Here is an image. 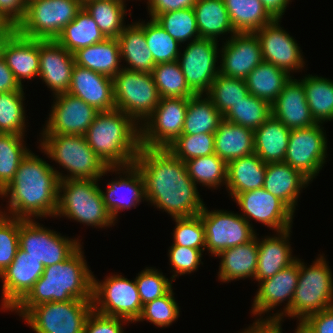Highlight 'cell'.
I'll use <instances>...</instances> for the list:
<instances>
[{
	"label": "cell",
	"instance_id": "obj_1",
	"mask_svg": "<svg viewBox=\"0 0 333 333\" xmlns=\"http://www.w3.org/2000/svg\"><path fill=\"white\" fill-rule=\"evenodd\" d=\"M134 164L144 178L146 201L173 219L202 212L205 204L188 175L185 162L170 150L141 146Z\"/></svg>",
	"mask_w": 333,
	"mask_h": 333
},
{
	"label": "cell",
	"instance_id": "obj_2",
	"mask_svg": "<svg viewBox=\"0 0 333 333\" xmlns=\"http://www.w3.org/2000/svg\"><path fill=\"white\" fill-rule=\"evenodd\" d=\"M58 171L30 150L13 180L0 193V197H10L9 212L1 213L22 219L55 217L58 186L63 181V173Z\"/></svg>",
	"mask_w": 333,
	"mask_h": 333
},
{
	"label": "cell",
	"instance_id": "obj_3",
	"mask_svg": "<svg viewBox=\"0 0 333 333\" xmlns=\"http://www.w3.org/2000/svg\"><path fill=\"white\" fill-rule=\"evenodd\" d=\"M84 258L80 246L65 261L45 267L33 288L11 312L23 317L32 307L45 302L92 301L93 273Z\"/></svg>",
	"mask_w": 333,
	"mask_h": 333
},
{
	"label": "cell",
	"instance_id": "obj_4",
	"mask_svg": "<svg viewBox=\"0 0 333 333\" xmlns=\"http://www.w3.org/2000/svg\"><path fill=\"white\" fill-rule=\"evenodd\" d=\"M84 137L108 167L133 165L141 147L140 125L118 109L99 111Z\"/></svg>",
	"mask_w": 333,
	"mask_h": 333
},
{
	"label": "cell",
	"instance_id": "obj_5",
	"mask_svg": "<svg viewBox=\"0 0 333 333\" xmlns=\"http://www.w3.org/2000/svg\"><path fill=\"white\" fill-rule=\"evenodd\" d=\"M40 147L49 158L67 170L68 179L98 180L118 167H108L90 148L84 135H42Z\"/></svg>",
	"mask_w": 333,
	"mask_h": 333
},
{
	"label": "cell",
	"instance_id": "obj_6",
	"mask_svg": "<svg viewBox=\"0 0 333 333\" xmlns=\"http://www.w3.org/2000/svg\"><path fill=\"white\" fill-rule=\"evenodd\" d=\"M98 181L92 179L60 181L55 216H66L91 227L114 226L116 222L105 207Z\"/></svg>",
	"mask_w": 333,
	"mask_h": 333
},
{
	"label": "cell",
	"instance_id": "obj_7",
	"mask_svg": "<svg viewBox=\"0 0 333 333\" xmlns=\"http://www.w3.org/2000/svg\"><path fill=\"white\" fill-rule=\"evenodd\" d=\"M307 267L299 259V278L290 309L284 314L301 323L313 313L333 307V278L326 259L320 255Z\"/></svg>",
	"mask_w": 333,
	"mask_h": 333
},
{
	"label": "cell",
	"instance_id": "obj_8",
	"mask_svg": "<svg viewBox=\"0 0 333 333\" xmlns=\"http://www.w3.org/2000/svg\"><path fill=\"white\" fill-rule=\"evenodd\" d=\"M82 7V0H29L16 31L32 39L56 40Z\"/></svg>",
	"mask_w": 333,
	"mask_h": 333
},
{
	"label": "cell",
	"instance_id": "obj_9",
	"mask_svg": "<svg viewBox=\"0 0 333 333\" xmlns=\"http://www.w3.org/2000/svg\"><path fill=\"white\" fill-rule=\"evenodd\" d=\"M123 67L113 77L115 106L138 125H142L153 113L161 97L152 73L128 70Z\"/></svg>",
	"mask_w": 333,
	"mask_h": 333
},
{
	"label": "cell",
	"instance_id": "obj_10",
	"mask_svg": "<svg viewBox=\"0 0 333 333\" xmlns=\"http://www.w3.org/2000/svg\"><path fill=\"white\" fill-rule=\"evenodd\" d=\"M92 311V301L45 302L32 307L22 319L36 333H84Z\"/></svg>",
	"mask_w": 333,
	"mask_h": 333
},
{
	"label": "cell",
	"instance_id": "obj_11",
	"mask_svg": "<svg viewBox=\"0 0 333 333\" xmlns=\"http://www.w3.org/2000/svg\"><path fill=\"white\" fill-rule=\"evenodd\" d=\"M104 281V282H103ZM98 282L93 275V310L106 315L136 322L143 304L141 303L136 281H130L119 274L107 276Z\"/></svg>",
	"mask_w": 333,
	"mask_h": 333
},
{
	"label": "cell",
	"instance_id": "obj_12",
	"mask_svg": "<svg viewBox=\"0 0 333 333\" xmlns=\"http://www.w3.org/2000/svg\"><path fill=\"white\" fill-rule=\"evenodd\" d=\"M80 246L82 245L78 238H66L54 230L43 228L34 219L20 218L19 248L44 267L65 261Z\"/></svg>",
	"mask_w": 333,
	"mask_h": 333
},
{
	"label": "cell",
	"instance_id": "obj_13",
	"mask_svg": "<svg viewBox=\"0 0 333 333\" xmlns=\"http://www.w3.org/2000/svg\"><path fill=\"white\" fill-rule=\"evenodd\" d=\"M189 98H161L140 125V146L167 148L182 133Z\"/></svg>",
	"mask_w": 333,
	"mask_h": 333
},
{
	"label": "cell",
	"instance_id": "obj_14",
	"mask_svg": "<svg viewBox=\"0 0 333 333\" xmlns=\"http://www.w3.org/2000/svg\"><path fill=\"white\" fill-rule=\"evenodd\" d=\"M205 227V249L215 257L223 250L251 241L256 232L240 214L214 210L206 206L199 214Z\"/></svg>",
	"mask_w": 333,
	"mask_h": 333
},
{
	"label": "cell",
	"instance_id": "obj_15",
	"mask_svg": "<svg viewBox=\"0 0 333 333\" xmlns=\"http://www.w3.org/2000/svg\"><path fill=\"white\" fill-rule=\"evenodd\" d=\"M322 126L317 123L312 127L291 130L285 154L284 163L300 171L311 182L327 158V138Z\"/></svg>",
	"mask_w": 333,
	"mask_h": 333
},
{
	"label": "cell",
	"instance_id": "obj_16",
	"mask_svg": "<svg viewBox=\"0 0 333 333\" xmlns=\"http://www.w3.org/2000/svg\"><path fill=\"white\" fill-rule=\"evenodd\" d=\"M218 42L209 38L193 40L178 56L186 82L196 95L206 94L219 73V66L216 67Z\"/></svg>",
	"mask_w": 333,
	"mask_h": 333
},
{
	"label": "cell",
	"instance_id": "obj_17",
	"mask_svg": "<svg viewBox=\"0 0 333 333\" xmlns=\"http://www.w3.org/2000/svg\"><path fill=\"white\" fill-rule=\"evenodd\" d=\"M53 97L54 104L41 134L84 135L99 111L68 92Z\"/></svg>",
	"mask_w": 333,
	"mask_h": 333
},
{
	"label": "cell",
	"instance_id": "obj_18",
	"mask_svg": "<svg viewBox=\"0 0 333 333\" xmlns=\"http://www.w3.org/2000/svg\"><path fill=\"white\" fill-rule=\"evenodd\" d=\"M234 200L243 212L240 215L249 224V219H253L275 232L292 227L294 212L282 200L264 188L239 193Z\"/></svg>",
	"mask_w": 333,
	"mask_h": 333
},
{
	"label": "cell",
	"instance_id": "obj_19",
	"mask_svg": "<svg viewBox=\"0 0 333 333\" xmlns=\"http://www.w3.org/2000/svg\"><path fill=\"white\" fill-rule=\"evenodd\" d=\"M299 278V258L277 272L273 277L259 281V288L253 300L251 313L261 316L272 311L278 304L287 300L284 310L272 316H267L266 320H282L284 314L290 309L294 291ZM272 309V310H271Z\"/></svg>",
	"mask_w": 333,
	"mask_h": 333
},
{
	"label": "cell",
	"instance_id": "obj_20",
	"mask_svg": "<svg viewBox=\"0 0 333 333\" xmlns=\"http://www.w3.org/2000/svg\"><path fill=\"white\" fill-rule=\"evenodd\" d=\"M280 19L275 18L255 32L260 41L263 61L290 72L298 71L305 66L300 47L286 30L280 27ZM293 70V71H292Z\"/></svg>",
	"mask_w": 333,
	"mask_h": 333
},
{
	"label": "cell",
	"instance_id": "obj_21",
	"mask_svg": "<svg viewBox=\"0 0 333 333\" xmlns=\"http://www.w3.org/2000/svg\"><path fill=\"white\" fill-rule=\"evenodd\" d=\"M44 268L42 263L18 248L13 261L0 275L2 309L12 310L33 288Z\"/></svg>",
	"mask_w": 333,
	"mask_h": 333
},
{
	"label": "cell",
	"instance_id": "obj_22",
	"mask_svg": "<svg viewBox=\"0 0 333 333\" xmlns=\"http://www.w3.org/2000/svg\"><path fill=\"white\" fill-rule=\"evenodd\" d=\"M220 50L219 73L245 80L262 61L260 41L255 33H235Z\"/></svg>",
	"mask_w": 333,
	"mask_h": 333
},
{
	"label": "cell",
	"instance_id": "obj_23",
	"mask_svg": "<svg viewBox=\"0 0 333 333\" xmlns=\"http://www.w3.org/2000/svg\"><path fill=\"white\" fill-rule=\"evenodd\" d=\"M39 77L53 96L67 93L75 66L74 54L56 40H39Z\"/></svg>",
	"mask_w": 333,
	"mask_h": 333
},
{
	"label": "cell",
	"instance_id": "obj_24",
	"mask_svg": "<svg viewBox=\"0 0 333 333\" xmlns=\"http://www.w3.org/2000/svg\"><path fill=\"white\" fill-rule=\"evenodd\" d=\"M118 171L117 174H126L125 178L120 175L119 179L117 177L107 184L106 192L101 190L105 207L114 221L120 211L136 208L143 199L146 201L145 182L138 167L135 164L122 166Z\"/></svg>",
	"mask_w": 333,
	"mask_h": 333
},
{
	"label": "cell",
	"instance_id": "obj_25",
	"mask_svg": "<svg viewBox=\"0 0 333 333\" xmlns=\"http://www.w3.org/2000/svg\"><path fill=\"white\" fill-rule=\"evenodd\" d=\"M291 78L271 104L272 116L290 130L312 127L317 122L313 118L305 97L301 80Z\"/></svg>",
	"mask_w": 333,
	"mask_h": 333
},
{
	"label": "cell",
	"instance_id": "obj_26",
	"mask_svg": "<svg viewBox=\"0 0 333 333\" xmlns=\"http://www.w3.org/2000/svg\"><path fill=\"white\" fill-rule=\"evenodd\" d=\"M68 93L98 111L116 109L113 78L75 64Z\"/></svg>",
	"mask_w": 333,
	"mask_h": 333
},
{
	"label": "cell",
	"instance_id": "obj_27",
	"mask_svg": "<svg viewBox=\"0 0 333 333\" xmlns=\"http://www.w3.org/2000/svg\"><path fill=\"white\" fill-rule=\"evenodd\" d=\"M3 58L15 79L23 87V79L39 76V40L24 37L15 31L3 47Z\"/></svg>",
	"mask_w": 333,
	"mask_h": 333
},
{
	"label": "cell",
	"instance_id": "obj_28",
	"mask_svg": "<svg viewBox=\"0 0 333 333\" xmlns=\"http://www.w3.org/2000/svg\"><path fill=\"white\" fill-rule=\"evenodd\" d=\"M290 232L291 228L277 232L274 237L257 238L258 263L254 280L259 282L273 277L296 260L288 240Z\"/></svg>",
	"mask_w": 333,
	"mask_h": 333
},
{
	"label": "cell",
	"instance_id": "obj_29",
	"mask_svg": "<svg viewBox=\"0 0 333 333\" xmlns=\"http://www.w3.org/2000/svg\"><path fill=\"white\" fill-rule=\"evenodd\" d=\"M310 182L307 177L289 164L267 163L263 188L278 197L295 212L300 192Z\"/></svg>",
	"mask_w": 333,
	"mask_h": 333
},
{
	"label": "cell",
	"instance_id": "obj_30",
	"mask_svg": "<svg viewBox=\"0 0 333 333\" xmlns=\"http://www.w3.org/2000/svg\"><path fill=\"white\" fill-rule=\"evenodd\" d=\"M221 257L218 279L221 282H231L245 278H255L258 263L257 234L249 242L227 248L217 257Z\"/></svg>",
	"mask_w": 333,
	"mask_h": 333
},
{
	"label": "cell",
	"instance_id": "obj_31",
	"mask_svg": "<svg viewBox=\"0 0 333 333\" xmlns=\"http://www.w3.org/2000/svg\"><path fill=\"white\" fill-rule=\"evenodd\" d=\"M267 163L254 152L227 163L226 189L234 199L239 193L263 188Z\"/></svg>",
	"mask_w": 333,
	"mask_h": 333
},
{
	"label": "cell",
	"instance_id": "obj_32",
	"mask_svg": "<svg viewBox=\"0 0 333 333\" xmlns=\"http://www.w3.org/2000/svg\"><path fill=\"white\" fill-rule=\"evenodd\" d=\"M117 40L121 59L130 65L125 69L152 73L156 63L145 40L144 22L126 25Z\"/></svg>",
	"mask_w": 333,
	"mask_h": 333
},
{
	"label": "cell",
	"instance_id": "obj_33",
	"mask_svg": "<svg viewBox=\"0 0 333 333\" xmlns=\"http://www.w3.org/2000/svg\"><path fill=\"white\" fill-rule=\"evenodd\" d=\"M74 59L77 66L111 78L122 70L117 38H106L103 42L79 49L74 53Z\"/></svg>",
	"mask_w": 333,
	"mask_h": 333
},
{
	"label": "cell",
	"instance_id": "obj_34",
	"mask_svg": "<svg viewBox=\"0 0 333 333\" xmlns=\"http://www.w3.org/2000/svg\"><path fill=\"white\" fill-rule=\"evenodd\" d=\"M290 132L271 115L254 131V152L264 163L284 162Z\"/></svg>",
	"mask_w": 333,
	"mask_h": 333
},
{
	"label": "cell",
	"instance_id": "obj_35",
	"mask_svg": "<svg viewBox=\"0 0 333 333\" xmlns=\"http://www.w3.org/2000/svg\"><path fill=\"white\" fill-rule=\"evenodd\" d=\"M215 154L226 163L254 153V131L222 120L214 132Z\"/></svg>",
	"mask_w": 333,
	"mask_h": 333
},
{
	"label": "cell",
	"instance_id": "obj_36",
	"mask_svg": "<svg viewBox=\"0 0 333 333\" xmlns=\"http://www.w3.org/2000/svg\"><path fill=\"white\" fill-rule=\"evenodd\" d=\"M200 38L218 40L236 33L223 0H197L193 6Z\"/></svg>",
	"mask_w": 333,
	"mask_h": 333
},
{
	"label": "cell",
	"instance_id": "obj_37",
	"mask_svg": "<svg viewBox=\"0 0 333 333\" xmlns=\"http://www.w3.org/2000/svg\"><path fill=\"white\" fill-rule=\"evenodd\" d=\"M106 39L91 15L82 7L56 41L68 52L74 54L79 49L103 42Z\"/></svg>",
	"mask_w": 333,
	"mask_h": 333
},
{
	"label": "cell",
	"instance_id": "obj_38",
	"mask_svg": "<svg viewBox=\"0 0 333 333\" xmlns=\"http://www.w3.org/2000/svg\"><path fill=\"white\" fill-rule=\"evenodd\" d=\"M236 33H255L275 18L260 0H223Z\"/></svg>",
	"mask_w": 333,
	"mask_h": 333
},
{
	"label": "cell",
	"instance_id": "obj_39",
	"mask_svg": "<svg viewBox=\"0 0 333 333\" xmlns=\"http://www.w3.org/2000/svg\"><path fill=\"white\" fill-rule=\"evenodd\" d=\"M291 78L285 70L262 61L246 77L249 93L272 104Z\"/></svg>",
	"mask_w": 333,
	"mask_h": 333
},
{
	"label": "cell",
	"instance_id": "obj_40",
	"mask_svg": "<svg viewBox=\"0 0 333 333\" xmlns=\"http://www.w3.org/2000/svg\"><path fill=\"white\" fill-rule=\"evenodd\" d=\"M222 120L223 115L205 94L195 95L188 100L181 135L214 133Z\"/></svg>",
	"mask_w": 333,
	"mask_h": 333
},
{
	"label": "cell",
	"instance_id": "obj_41",
	"mask_svg": "<svg viewBox=\"0 0 333 333\" xmlns=\"http://www.w3.org/2000/svg\"><path fill=\"white\" fill-rule=\"evenodd\" d=\"M311 114L317 123L333 121V81L328 78L306 75L300 79Z\"/></svg>",
	"mask_w": 333,
	"mask_h": 333
},
{
	"label": "cell",
	"instance_id": "obj_42",
	"mask_svg": "<svg viewBox=\"0 0 333 333\" xmlns=\"http://www.w3.org/2000/svg\"><path fill=\"white\" fill-rule=\"evenodd\" d=\"M122 0H84L83 7L106 38H117L125 27L126 6Z\"/></svg>",
	"mask_w": 333,
	"mask_h": 333
},
{
	"label": "cell",
	"instance_id": "obj_43",
	"mask_svg": "<svg viewBox=\"0 0 333 333\" xmlns=\"http://www.w3.org/2000/svg\"><path fill=\"white\" fill-rule=\"evenodd\" d=\"M272 115L271 104L252 94L233 105L223 119L255 131Z\"/></svg>",
	"mask_w": 333,
	"mask_h": 333
},
{
	"label": "cell",
	"instance_id": "obj_44",
	"mask_svg": "<svg viewBox=\"0 0 333 333\" xmlns=\"http://www.w3.org/2000/svg\"><path fill=\"white\" fill-rule=\"evenodd\" d=\"M152 76L161 98H191L196 95L189 88L178 61L156 64Z\"/></svg>",
	"mask_w": 333,
	"mask_h": 333
},
{
	"label": "cell",
	"instance_id": "obj_45",
	"mask_svg": "<svg viewBox=\"0 0 333 333\" xmlns=\"http://www.w3.org/2000/svg\"><path fill=\"white\" fill-rule=\"evenodd\" d=\"M188 175L197 185L216 189L227 182V163L216 154L185 161ZM225 183V184H224Z\"/></svg>",
	"mask_w": 333,
	"mask_h": 333
},
{
	"label": "cell",
	"instance_id": "obj_46",
	"mask_svg": "<svg viewBox=\"0 0 333 333\" xmlns=\"http://www.w3.org/2000/svg\"><path fill=\"white\" fill-rule=\"evenodd\" d=\"M23 138V135L0 133V193L13 180L21 161L30 152Z\"/></svg>",
	"mask_w": 333,
	"mask_h": 333
},
{
	"label": "cell",
	"instance_id": "obj_47",
	"mask_svg": "<svg viewBox=\"0 0 333 333\" xmlns=\"http://www.w3.org/2000/svg\"><path fill=\"white\" fill-rule=\"evenodd\" d=\"M248 94L249 90L245 80L218 73L205 96L224 115L233 105L242 101Z\"/></svg>",
	"mask_w": 333,
	"mask_h": 333
},
{
	"label": "cell",
	"instance_id": "obj_48",
	"mask_svg": "<svg viewBox=\"0 0 333 333\" xmlns=\"http://www.w3.org/2000/svg\"><path fill=\"white\" fill-rule=\"evenodd\" d=\"M154 20L174 40L180 44L200 38L196 16L193 8L180 9L157 15Z\"/></svg>",
	"mask_w": 333,
	"mask_h": 333
},
{
	"label": "cell",
	"instance_id": "obj_49",
	"mask_svg": "<svg viewBox=\"0 0 333 333\" xmlns=\"http://www.w3.org/2000/svg\"><path fill=\"white\" fill-rule=\"evenodd\" d=\"M24 98L23 90L0 93V133L24 136Z\"/></svg>",
	"mask_w": 333,
	"mask_h": 333
},
{
	"label": "cell",
	"instance_id": "obj_50",
	"mask_svg": "<svg viewBox=\"0 0 333 333\" xmlns=\"http://www.w3.org/2000/svg\"><path fill=\"white\" fill-rule=\"evenodd\" d=\"M144 34L148 49L153 54L156 64L178 60L181 44L174 40L158 23L150 18L144 21Z\"/></svg>",
	"mask_w": 333,
	"mask_h": 333
},
{
	"label": "cell",
	"instance_id": "obj_51",
	"mask_svg": "<svg viewBox=\"0 0 333 333\" xmlns=\"http://www.w3.org/2000/svg\"><path fill=\"white\" fill-rule=\"evenodd\" d=\"M167 149L183 162L215 154L214 133L180 135Z\"/></svg>",
	"mask_w": 333,
	"mask_h": 333
},
{
	"label": "cell",
	"instance_id": "obj_52",
	"mask_svg": "<svg viewBox=\"0 0 333 333\" xmlns=\"http://www.w3.org/2000/svg\"><path fill=\"white\" fill-rule=\"evenodd\" d=\"M173 295L171 289L166 295L144 304L136 322L147 320L157 327H169L180 315L178 303Z\"/></svg>",
	"mask_w": 333,
	"mask_h": 333
},
{
	"label": "cell",
	"instance_id": "obj_53",
	"mask_svg": "<svg viewBox=\"0 0 333 333\" xmlns=\"http://www.w3.org/2000/svg\"><path fill=\"white\" fill-rule=\"evenodd\" d=\"M173 245L205 249V227L200 215L174 218Z\"/></svg>",
	"mask_w": 333,
	"mask_h": 333
},
{
	"label": "cell",
	"instance_id": "obj_54",
	"mask_svg": "<svg viewBox=\"0 0 333 333\" xmlns=\"http://www.w3.org/2000/svg\"><path fill=\"white\" fill-rule=\"evenodd\" d=\"M20 218L0 213V275L11 264L19 248Z\"/></svg>",
	"mask_w": 333,
	"mask_h": 333
},
{
	"label": "cell",
	"instance_id": "obj_55",
	"mask_svg": "<svg viewBox=\"0 0 333 333\" xmlns=\"http://www.w3.org/2000/svg\"><path fill=\"white\" fill-rule=\"evenodd\" d=\"M141 303L166 295L172 289V279L166 278L158 269L145 268L135 278Z\"/></svg>",
	"mask_w": 333,
	"mask_h": 333
},
{
	"label": "cell",
	"instance_id": "obj_56",
	"mask_svg": "<svg viewBox=\"0 0 333 333\" xmlns=\"http://www.w3.org/2000/svg\"><path fill=\"white\" fill-rule=\"evenodd\" d=\"M205 249H194L180 245H172L169 250V261L174 275L170 279L175 281L178 275L191 274L201 264L202 253Z\"/></svg>",
	"mask_w": 333,
	"mask_h": 333
},
{
	"label": "cell",
	"instance_id": "obj_57",
	"mask_svg": "<svg viewBox=\"0 0 333 333\" xmlns=\"http://www.w3.org/2000/svg\"><path fill=\"white\" fill-rule=\"evenodd\" d=\"M126 322L129 321L106 316L93 310L86 320L84 333H124L122 326Z\"/></svg>",
	"mask_w": 333,
	"mask_h": 333
},
{
	"label": "cell",
	"instance_id": "obj_58",
	"mask_svg": "<svg viewBox=\"0 0 333 333\" xmlns=\"http://www.w3.org/2000/svg\"><path fill=\"white\" fill-rule=\"evenodd\" d=\"M295 333H333V307L306 317L298 323Z\"/></svg>",
	"mask_w": 333,
	"mask_h": 333
},
{
	"label": "cell",
	"instance_id": "obj_59",
	"mask_svg": "<svg viewBox=\"0 0 333 333\" xmlns=\"http://www.w3.org/2000/svg\"><path fill=\"white\" fill-rule=\"evenodd\" d=\"M197 0H148V13L151 19L157 15L178 11L180 9L193 8Z\"/></svg>",
	"mask_w": 333,
	"mask_h": 333
},
{
	"label": "cell",
	"instance_id": "obj_60",
	"mask_svg": "<svg viewBox=\"0 0 333 333\" xmlns=\"http://www.w3.org/2000/svg\"><path fill=\"white\" fill-rule=\"evenodd\" d=\"M27 8V0H0V14L13 26L24 18Z\"/></svg>",
	"mask_w": 333,
	"mask_h": 333
},
{
	"label": "cell",
	"instance_id": "obj_61",
	"mask_svg": "<svg viewBox=\"0 0 333 333\" xmlns=\"http://www.w3.org/2000/svg\"><path fill=\"white\" fill-rule=\"evenodd\" d=\"M23 90L4 58H0V93Z\"/></svg>",
	"mask_w": 333,
	"mask_h": 333
},
{
	"label": "cell",
	"instance_id": "obj_62",
	"mask_svg": "<svg viewBox=\"0 0 333 333\" xmlns=\"http://www.w3.org/2000/svg\"><path fill=\"white\" fill-rule=\"evenodd\" d=\"M281 323L280 320H266L260 317L241 333H283Z\"/></svg>",
	"mask_w": 333,
	"mask_h": 333
},
{
	"label": "cell",
	"instance_id": "obj_63",
	"mask_svg": "<svg viewBox=\"0 0 333 333\" xmlns=\"http://www.w3.org/2000/svg\"><path fill=\"white\" fill-rule=\"evenodd\" d=\"M268 12L274 17L281 19L290 0H260Z\"/></svg>",
	"mask_w": 333,
	"mask_h": 333
},
{
	"label": "cell",
	"instance_id": "obj_64",
	"mask_svg": "<svg viewBox=\"0 0 333 333\" xmlns=\"http://www.w3.org/2000/svg\"><path fill=\"white\" fill-rule=\"evenodd\" d=\"M16 31V27L10 25L3 33H0V58L3 57V47L9 37Z\"/></svg>",
	"mask_w": 333,
	"mask_h": 333
},
{
	"label": "cell",
	"instance_id": "obj_65",
	"mask_svg": "<svg viewBox=\"0 0 333 333\" xmlns=\"http://www.w3.org/2000/svg\"><path fill=\"white\" fill-rule=\"evenodd\" d=\"M9 26L10 24L0 14V33H3Z\"/></svg>",
	"mask_w": 333,
	"mask_h": 333
}]
</instances>
